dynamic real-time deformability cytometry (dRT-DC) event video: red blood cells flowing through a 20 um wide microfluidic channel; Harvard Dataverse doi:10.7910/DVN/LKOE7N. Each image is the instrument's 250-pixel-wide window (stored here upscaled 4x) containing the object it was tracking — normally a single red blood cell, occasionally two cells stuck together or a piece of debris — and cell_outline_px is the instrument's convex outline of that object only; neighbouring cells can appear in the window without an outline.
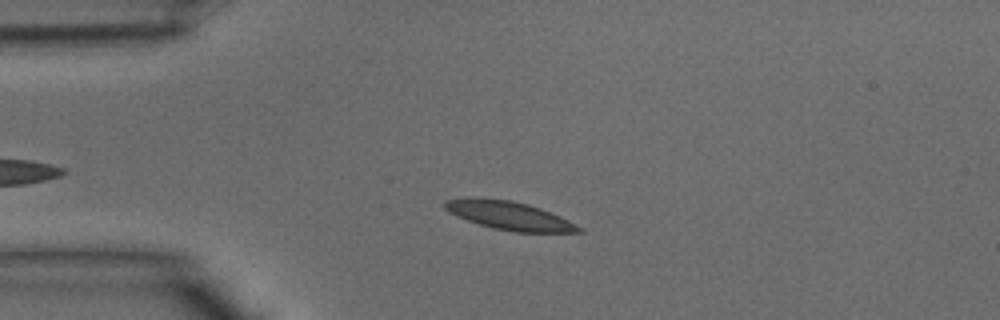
{"species": "common noctule bat (a hibernating species)", "species_latin": "Nyctalus noctula", "temperature_condition": "warm", "stored_images_in_passage": 28, "camera_frame_rate_fps": 3000, "um_per_image_px": 0.085, "animal": {"sex": "male", "body_mass_g": 15.6}, "frame": {"image": 1, "passage_image": 5, "time_ms": 1.333, "image_size_px": [1000, 320], "cell_outline_px": [[584, 232], [512, 232], [492, 228], [468, 220], [444, 208], [444, 200], [468, 196], [476, 196], [512, 200], [528, 204], [540, 208], [560, 216], [584, 228]], "centroid_in_image_um": [43.29, 18.3], "position_along_channel_um": 41.7, "area_um2": 22.37}}